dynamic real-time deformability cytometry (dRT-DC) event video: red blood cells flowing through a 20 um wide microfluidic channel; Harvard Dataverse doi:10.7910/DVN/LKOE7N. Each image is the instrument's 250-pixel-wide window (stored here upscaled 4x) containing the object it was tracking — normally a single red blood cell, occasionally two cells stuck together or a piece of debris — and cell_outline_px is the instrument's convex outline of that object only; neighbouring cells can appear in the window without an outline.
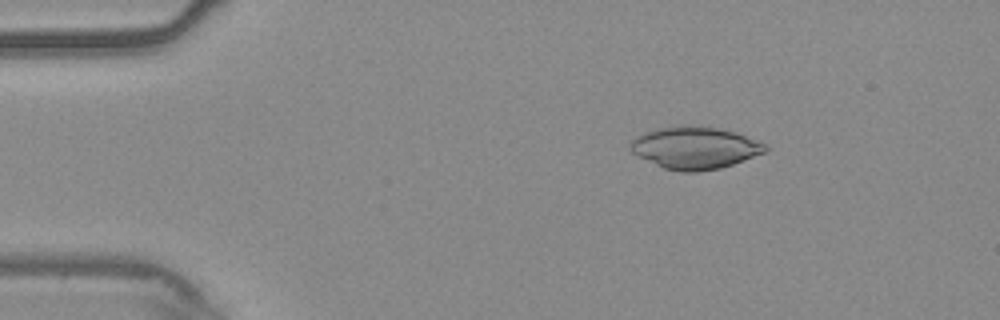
{"species": "common noctule bat (a hibernating species)", "species_latin": "Nyctalus noctula", "temperature_condition": "warm", "stored_images_in_passage": 54, "camera_frame_rate_fps": 3000, "um_per_image_px": 0.085, "animal": {"sex": "male", "body_mass_g": 20.4}, "frame": {"image": 1, "passage_image": 9, "time_ms": 2.667, "image_size_px": [1000, 320], "cell_outline_px": [[768, 152], [720, 168], [696, 172], [680, 172], [664, 168], [632, 152], [632, 140], [636, 136], [644, 132], [656, 128], [716, 128], [736, 132], [768, 144]], "centroid_in_image_um": [59.14, 12.6], "position_along_channel_um": 25.9, "area_um2": 32.31}}
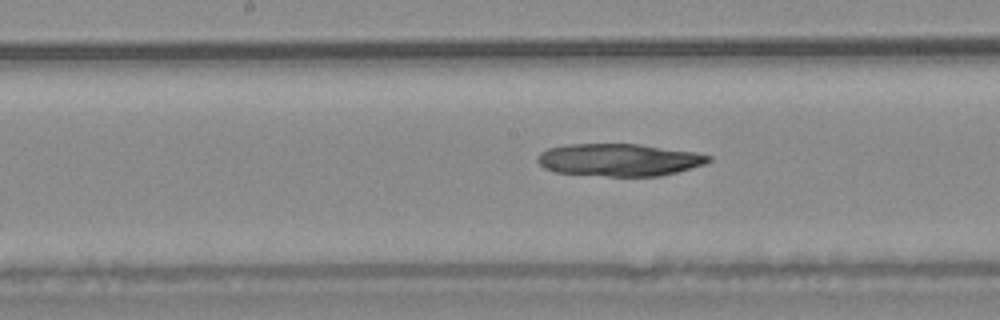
{"frame": {"image": 2, "passage_image": 28, "time_ms": 9.0, "image_size_px": [1000, 320], "cell_outline_px": [[712, 160], [704, 164], [676, 172], [660, 176], [608, 176], [556, 172], [544, 168], [536, 160], [540, 152], [548, 148], [568, 144], [640, 144], [696, 152], [712, 156]], "centroid_in_image_um": [52.63, 13.58], "position_along_channel_um": 195.6, "area_um2": 32.31}}
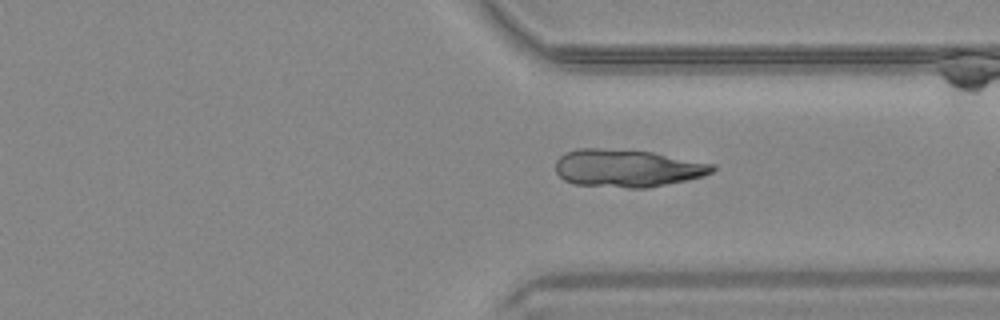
{"frame": {"image": 3, "passage_image": 41, "time_ms": 13.333, "image_size_px": [1000, 320], "cell_outline_px": [[716, 168], [712, 172], [704, 176], [688, 180], [648, 188], [628, 188], [576, 184], [564, 180], [556, 172], [556, 160], [564, 152], [576, 148], [600, 148], [652, 152], [716, 164]], "centroid_in_image_um": [53.33, 14.29], "position_along_channel_um": 358.1, "area_um2": 34.62}}